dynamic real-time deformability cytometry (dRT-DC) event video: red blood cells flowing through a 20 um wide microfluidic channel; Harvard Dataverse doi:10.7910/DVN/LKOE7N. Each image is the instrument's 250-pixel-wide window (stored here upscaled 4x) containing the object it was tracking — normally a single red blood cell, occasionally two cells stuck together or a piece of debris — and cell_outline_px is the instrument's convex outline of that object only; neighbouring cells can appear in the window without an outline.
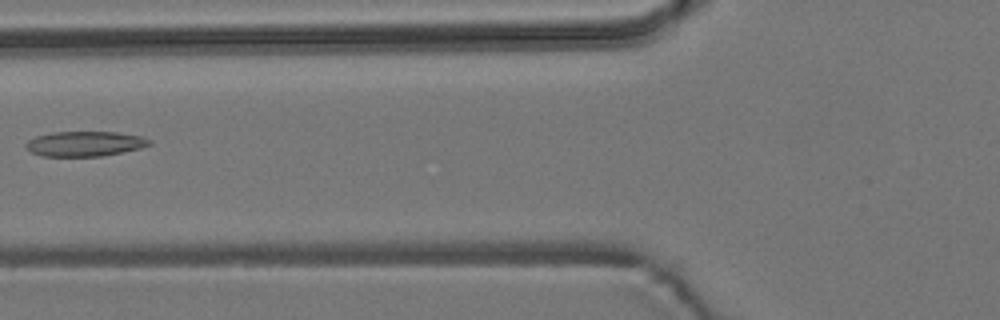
{"species": "common noctule bat (a hibernating species)", "species_latin": "Nyctalus noctula", "temperature_condition": "room temperature", "stored_images_in_passage": 4, "camera_frame_rate_fps": 3000, "um_per_image_px": 0.085, "animal": {"sex": "male", "body_mass_g": 19.2, "forearm_length_mm": 51.8}, "frame": {"image": 1, "passage_image": 2, "time_ms": 1.333, "image_size_px": [1000, 320], "cell_outline_px": [[152, 144], [140, 148], [100, 156], [40, 156], [32, 152], [24, 144], [28, 140], [36, 136], [52, 132], [116, 132], [144, 136], [152, 140]], "centroid_in_image_um": [7.23, 12.21], "position_along_channel_um": 118.6, "area_um2": 17.98}}
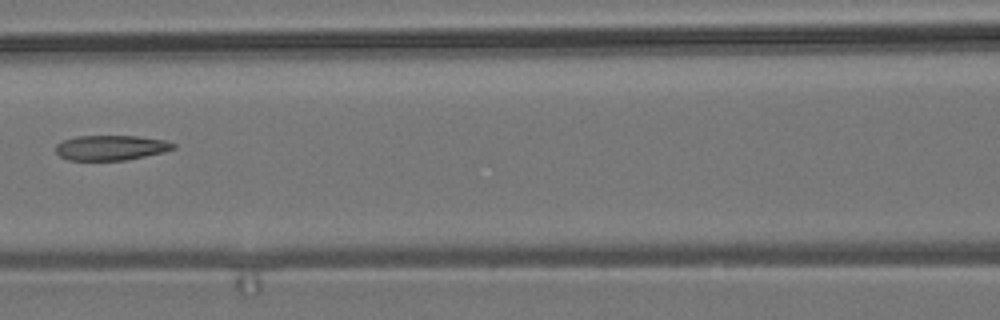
{"frame": {"image": 2, "passage_image": 3, "time_ms": 2.333, "image_size_px": [1000, 320], "cell_outline_px": [[176, 148], [164, 152], [124, 160], [68, 160], [60, 156], [56, 152], [56, 144], [64, 140], [76, 136], [136, 136], [164, 140], [176, 144]], "centroid_in_image_um": [9.43, 12.55], "position_along_channel_um": 157.2, "area_um2": 17.05}}
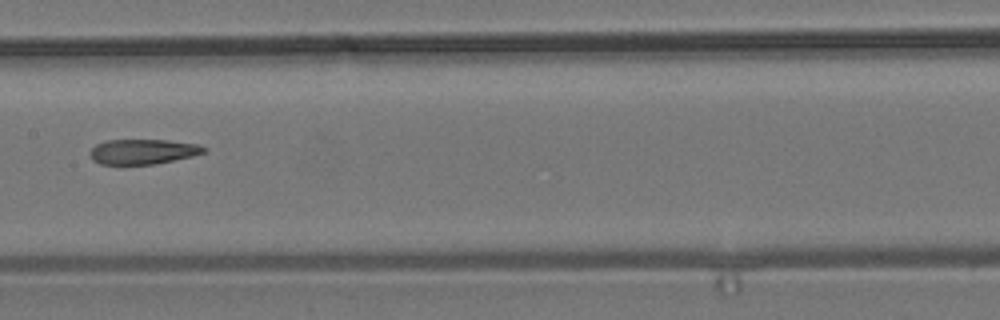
{"frame": {"image": 3, "passage_image": 4, "time_ms": 3.333, "image_size_px": [1000, 320], "cell_outline_px": [[208, 148], [204, 152], [192, 156], [156, 164], [100, 164], [92, 160], [88, 152], [96, 144], [104, 140], [168, 140], [200, 144]], "centroid_in_image_um": [12.14, 12.88], "position_along_channel_um": 195.3, "area_um2": 16.76}}